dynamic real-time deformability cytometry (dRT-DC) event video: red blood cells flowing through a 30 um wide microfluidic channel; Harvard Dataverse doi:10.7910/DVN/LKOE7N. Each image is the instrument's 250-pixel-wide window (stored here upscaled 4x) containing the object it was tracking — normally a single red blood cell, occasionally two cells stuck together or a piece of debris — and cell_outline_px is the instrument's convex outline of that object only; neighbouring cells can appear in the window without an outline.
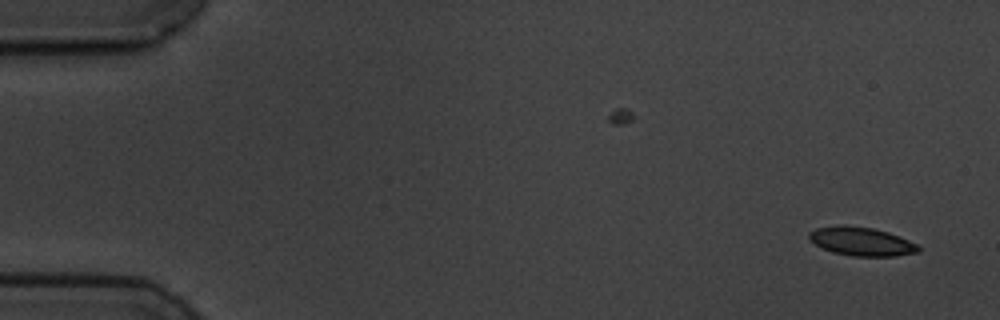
{"species": "common noctule bat (a hibernating species)", "species_latin": "Nyctalus noctula", "temperature_condition": "cold", "stored_images_in_passage": 2, "camera_frame_rate_fps": 3000, "um_per_image_px": 0.085, "animal": {"sex": "male", "body_mass_g": 19.5, "forearm_length_mm": 54.6}, "frame": {"image": 1, "passage_image": 2, "time_ms": 1.333, "image_size_px": [1000, 320], "cell_outline_px": [[920, 252], [896, 256], [852, 256], [832, 252], [808, 240], [808, 232], [816, 228], [840, 224], [844, 224], [872, 228], [888, 232], [908, 240], [916, 244], [920, 248]], "centroid_in_image_um": [73.19, 20.51], "position_along_channel_um": 11.8, "area_um2": 18.32}}